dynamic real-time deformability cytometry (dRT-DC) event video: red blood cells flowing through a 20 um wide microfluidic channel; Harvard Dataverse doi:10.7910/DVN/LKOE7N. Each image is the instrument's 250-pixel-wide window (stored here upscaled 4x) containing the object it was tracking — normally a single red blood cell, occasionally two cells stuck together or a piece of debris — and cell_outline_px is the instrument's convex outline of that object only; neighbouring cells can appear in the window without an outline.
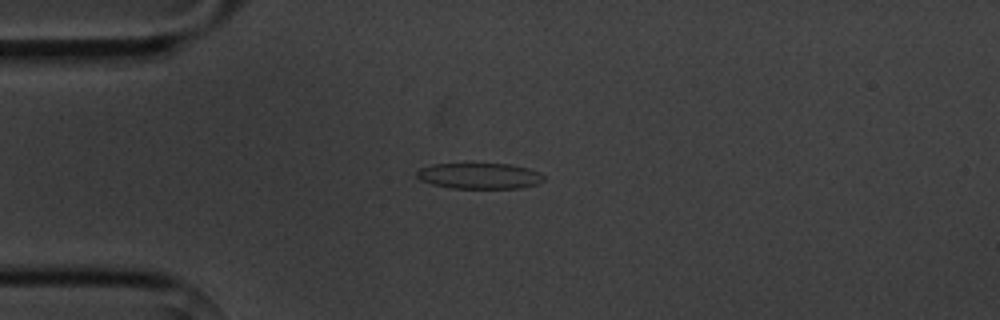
{"species": "common noctule bat (a hibernating species)", "species_latin": "Nyctalus noctula", "temperature_condition": "cold", "stored_images_in_passage": 6, "camera_frame_rate_fps": 3000, "um_per_image_px": 0.085, "animal": {"sex": "male", "body_mass_g": 20.1, "forearm_length_mm": 53.5}, "frame": {"image": 1, "passage_image": 4, "time_ms": 3.333, "image_size_px": [1000, 320], "cell_outline_px": [[544, 180], [536, 184], [520, 188], [452, 188], [432, 184], [420, 180], [416, 176], [416, 172], [420, 168], [432, 164], [512, 164], [528, 168], [540, 172], [544, 176]], "centroid_in_image_um": [40.76, 14.95], "position_along_channel_um": 44.2, "area_um2": 19.13}}
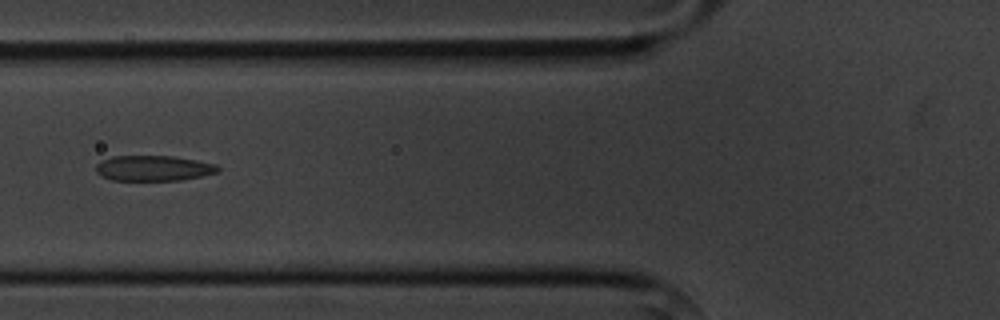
{"frame": {"image": 2, "passage_image": 6, "time_ms": 5.667, "image_size_px": [1000, 320], "cell_outline_px": [[220, 172], [180, 180], [112, 180], [100, 176], [96, 172], [96, 164], [100, 160], [112, 156], [172, 156], [196, 160], [216, 164], [220, 168]], "centroid_in_image_um": [13.02, 14.29], "position_along_channel_um": 112.8, "area_um2": 18.15}}